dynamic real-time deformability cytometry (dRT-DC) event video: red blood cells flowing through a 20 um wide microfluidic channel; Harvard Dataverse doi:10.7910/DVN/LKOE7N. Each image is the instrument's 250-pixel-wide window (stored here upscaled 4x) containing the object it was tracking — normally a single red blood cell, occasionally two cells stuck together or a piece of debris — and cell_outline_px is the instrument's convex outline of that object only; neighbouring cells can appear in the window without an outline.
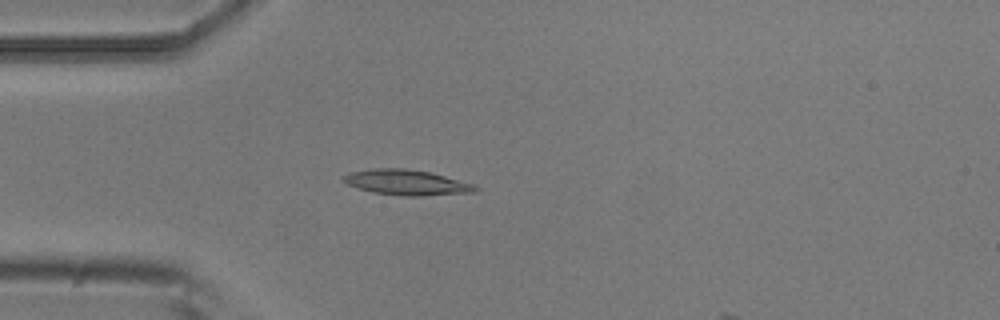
{"species": "common noctule bat (a hibernating species)", "species_latin": "Nyctalus noctula", "temperature_condition": "room temperature", "stored_images_in_passage": 4, "camera_frame_rate_fps": 3000, "um_per_image_px": 0.085, "animal": {"sex": "male", "body_mass_g": 20.5, "forearm_length_mm": 52.5}, "frame": {"image": 1, "passage_image": 4, "time_ms": 1.0, "image_size_px": [1000, 320], "cell_outline_px": [[480, 188], [476, 192], [424, 196], [400, 196], [372, 192], [348, 184], [344, 180], [344, 176], [348, 172], [372, 168], [404, 168], [428, 172], [476, 184]], "centroid_in_image_um": [34.61, 15.51], "position_along_channel_um": 50.4, "area_um2": 19.54}}